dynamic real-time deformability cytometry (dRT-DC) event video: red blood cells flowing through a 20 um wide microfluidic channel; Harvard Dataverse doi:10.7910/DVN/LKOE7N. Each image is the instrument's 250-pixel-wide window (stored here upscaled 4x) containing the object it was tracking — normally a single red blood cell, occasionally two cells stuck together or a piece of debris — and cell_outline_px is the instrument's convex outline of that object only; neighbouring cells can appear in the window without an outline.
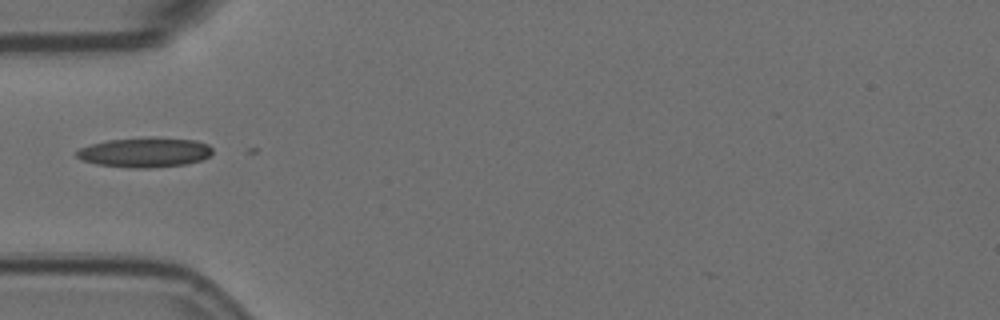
{"species": "Egyptian fruit bat (a non-hibernating species)", "species_latin": "Rousettus aegyptiacus", "temperature_condition": "room temperature", "stored_images_in_passage": 4, "camera_frame_rate_fps": 3000, "um_per_image_px": 0.085, "animal": {"sex": "female"}, "frame": {"image": 1, "passage_image": 4, "time_ms": 1.0, "image_size_px": [1000, 320], "cell_outline_px": [[212, 152], [208, 156], [200, 160], [184, 164], [148, 168], [128, 168], [96, 164], [80, 160], [76, 156], [76, 152], [80, 148], [92, 144], [108, 140], [196, 140], [208, 144], [212, 148]], "centroid_in_image_um": [12.26, 13.0], "position_along_channel_um": 72.7, "area_um2": 22.48}}